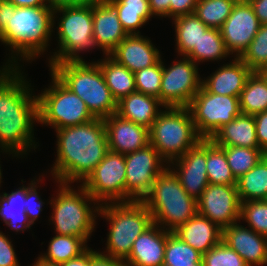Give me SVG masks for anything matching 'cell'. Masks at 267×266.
Wrapping results in <instances>:
<instances>
[{
  "instance_id": "6da1fadb",
  "label": "cell",
  "mask_w": 267,
  "mask_h": 266,
  "mask_svg": "<svg viewBox=\"0 0 267 266\" xmlns=\"http://www.w3.org/2000/svg\"><path fill=\"white\" fill-rule=\"evenodd\" d=\"M19 69H0V148L15 157L36 148L33 123L39 121L38 98Z\"/></svg>"
},
{
  "instance_id": "7a4b0ae2",
  "label": "cell",
  "mask_w": 267,
  "mask_h": 266,
  "mask_svg": "<svg viewBox=\"0 0 267 266\" xmlns=\"http://www.w3.org/2000/svg\"><path fill=\"white\" fill-rule=\"evenodd\" d=\"M57 157L51 169L57 183L83 182L109 151L104 120L56 129Z\"/></svg>"
},
{
  "instance_id": "3957f363",
  "label": "cell",
  "mask_w": 267,
  "mask_h": 266,
  "mask_svg": "<svg viewBox=\"0 0 267 266\" xmlns=\"http://www.w3.org/2000/svg\"><path fill=\"white\" fill-rule=\"evenodd\" d=\"M53 8L50 4L40 7H16L15 12H11L9 23L0 33V41L8 45L15 56L12 55L11 60L9 57L3 68H20L17 66V57H21L20 61L22 58L23 61L35 60L46 51L55 24Z\"/></svg>"
},
{
  "instance_id": "277c9868",
  "label": "cell",
  "mask_w": 267,
  "mask_h": 266,
  "mask_svg": "<svg viewBox=\"0 0 267 266\" xmlns=\"http://www.w3.org/2000/svg\"><path fill=\"white\" fill-rule=\"evenodd\" d=\"M51 72L79 96L95 118L104 119L117 113V101L106 85L96 62L63 61L54 63Z\"/></svg>"
},
{
  "instance_id": "5b68a950",
  "label": "cell",
  "mask_w": 267,
  "mask_h": 266,
  "mask_svg": "<svg viewBox=\"0 0 267 266\" xmlns=\"http://www.w3.org/2000/svg\"><path fill=\"white\" fill-rule=\"evenodd\" d=\"M142 202L150 211L153 223L171 232L198 213L197 200L186 193L169 167L156 177Z\"/></svg>"
},
{
  "instance_id": "8992f818",
  "label": "cell",
  "mask_w": 267,
  "mask_h": 266,
  "mask_svg": "<svg viewBox=\"0 0 267 266\" xmlns=\"http://www.w3.org/2000/svg\"><path fill=\"white\" fill-rule=\"evenodd\" d=\"M99 215L109 221L107 254L125 260L133 247V242L153 224L152 215L142 201L100 204Z\"/></svg>"
},
{
  "instance_id": "52a82bcc",
  "label": "cell",
  "mask_w": 267,
  "mask_h": 266,
  "mask_svg": "<svg viewBox=\"0 0 267 266\" xmlns=\"http://www.w3.org/2000/svg\"><path fill=\"white\" fill-rule=\"evenodd\" d=\"M58 184L59 193L49 202L53 210L49 221L54 223L56 234L76 236L87 243L94 231L100 204L95 203L96 200L82 185L77 191L71 188L70 183ZM92 202L94 207H91Z\"/></svg>"
},
{
  "instance_id": "ba28073f",
  "label": "cell",
  "mask_w": 267,
  "mask_h": 266,
  "mask_svg": "<svg viewBox=\"0 0 267 266\" xmlns=\"http://www.w3.org/2000/svg\"><path fill=\"white\" fill-rule=\"evenodd\" d=\"M149 128V144L166 164L180 158L203 138L197 133L187 107H164Z\"/></svg>"
},
{
  "instance_id": "9c48e42d",
  "label": "cell",
  "mask_w": 267,
  "mask_h": 266,
  "mask_svg": "<svg viewBox=\"0 0 267 266\" xmlns=\"http://www.w3.org/2000/svg\"><path fill=\"white\" fill-rule=\"evenodd\" d=\"M56 13H62L56 27L59 50L48 59L49 67L63 61H85L79 52L98 47L93 37L92 6L57 5L53 8V19Z\"/></svg>"
},
{
  "instance_id": "30bf717a",
  "label": "cell",
  "mask_w": 267,
  "mask_h": 266,
  "mask_svg": "<svg viewBox=\"0 0 267 266\" xmlns=\"http://www.w3.org/2000/svg\"><path fill=\"white\" fill-rule=\"evenodd\" d=\"M52 85L38 98V115L41 123L55 129L87 123L95 117L85 102L67 88L51 71Z\"/></svg>"
},
{
  "instance_id": "8fae6325",
  "label": "cell",
  "mask_w": 267,
  "mask_h": 266,
  "mask_svg": "<svg viewBox=\"0 0 267 266\" xmlns=\"http://www.w3.org/2000/svg\"><path fill=\"white\" fill-rule=\"evenodd\" d=\"M187 108L203 139H210L219 128L242 113L239 97L209 93L203 86Z\"/></svg>"
},
{
  "instance_id": "7c38bea8",
  "label": "cell",
  "mask_w": 267,
  "mask_h": 266,
  "mask_svg": "<svg viewBox=\"0 0 267 266\" xmlns=\"http://www.w3.org/2000/svg\"><path fill=\"white\" fill-rule=\"evenodd\" d=\"M125 179V155L109 150L80 185L97 204L118 203L125 202Z\"/></svg>"
},
{
  "instance_id": "4fadbf2b",
  "label": "cell",
  "mask_w": 267,
  "mask_h": 266,
  "mask_svg": "<svg viewBox=\"0 0 267 266\" xmlns=\"http://www.w3.org/2000/svg\"><path fill=\"white\" fill-rule=\"evenodd\" d=\"M163 162L166 163L150 144L140 150L125 154V202L144 199L150 192L156 177L168 167Z\"/></svg>"
},
{
  "instance_id": "5bb4252c",
  "label": "cell",
  "mask_w": 267,
  "mask_h": 266,
  "mask_svg": "<svg viewBox=\"0 0 267 266\" xmlns=\"http://www.w3.org/2000/svg\"><path fill=\"white\" fill-rule=\"evenodd\" d=\"M166 68L162 61V79L159 100L164 107H188L202 86L198 65L184 56Z\"/></svg>"
},
{
  "instance_id": "9a60e30c",
  "label": "cell",
  "mask_w": 267,
  "mask_h": 266,
  "mask_svg": "<svg viewBox=\"0 0 267 266\" xmlns=\"http://www.w3.org/2000/svg\"><path fill=\"white\" fill-rule=\"evenodd\" d=\"M240 204L236 185L209 184L197 199V212L223 229L240 222Z\"/></svg>"
},
{
  "instance_id": "2e32d148",
  "label": "cell",
  "mask_w": 267,
  "mask_h": 266,
  "mask_svg": "<svg viewBox=\"0 0 267 266\" xmlns=\"http://www.w3.org/2000/svg\"><path fill=\"white\" fill-rule=\"evenodd\" d=\"M261 23L247 0H238L220 28L227 51L240 57L249 47Z\"/></svg>"
},
{
  "instance_id": "e0dca14e",
  "label": "cell",
  "mask_w": 267,
  "mask_h": 266,
  "mask_svg": "<svg viewBox=\"0 0 267 266\" xmlns=\"http://www.w3.org/2000/svg\"><path fill=\"white\" fill-rule=\"evenodd\" d=\"M170 164L176 165L177 170L174 166L172 169ZM170 164L168 167L178 177L186 193L197 200L209 185L206 170V139H202L196 146Z\"/></svg>"
},
{
  "instance_id": "ac0fdd59",
  "label": "cell",
  "mask_w": 267,
  "mask_h": 266,
  "mask_svg": "<svg viewBox=\"0 0 267 266\" xmlns=\"http://www.w3.org/2000/svg\"><path fill=\"white\" fill-rule=\"evenodd\" d=\"M108 147L110 151L128 154L140 150L149 144V129L117 113L103 119Z\"/></svg>"
},
{
  "instance_id": "d6986e66",
  "label": "cell",
  "mask_w": 267,
  "mask_h": 266,
  "mask_svg": "<svg viewBox=\"0 0 267 266\" xmlns=\"http://www.w3.org/2000/svg\"><path fill=\"white\" fill-rule=\"evenodd\" d=\"M235 222L222 229V241L235 250L248 266L267 264V237Z\"/></svg>"
},
{
  "instance_id": "ffe728a7",
  "label": "cell",
  "mask_w": 267,
  "mask_h": 266,
  "mask_svg": "<svg viewBox=\"0 0 267 266\" xmlns=\"http://www.w3.org/2000/svg\"><path fill=\"white\" fill-rule=\"evenodd\" d=\"M171 231L152 224L133 242L125 266H163L167 236Z\"/></svg>"
},
{
  "instance_id": "44dd1931",
  "label": "cell",
  "mask_w": 267,
  "mask_h": 266,
  "mask_svg": "<svg viewBox=\"0 0 267 266\" xmlns=\"http://www.w3.org/2000/svg\"><path fill=\"white\" fill-rule=\"evenodd\" d=\"M109 55L134 73L162 59L150 39L141 34L127 35Z\"/></svg>"
},
{
  "instance_id": "7402d4cb",
  "label": "cell",
  "mask_w": 267,
  "mask_h": 266,
  "mask_svg": "<svg viewBox=\"0 0 267 266\" xmlns=\"http://www.w3.org/2000/svg\"><path fill=\"white\" fill-rule=\"evenodd\" d=\"M93 37L99 48L109 55L127 36L116 9L108 2L92 6Z\"/></svg>"
},
{
  "instance_id": "603a6c76",
  "label": "cell",
  "mask_w": 267,
  "mask_h": 266,
  "mask_svg": "<svg viewBox=\"0 0 267 266\" xmlns=\"http://www.w3.org/2000/svg\"><path fill=\"white\" fill-rule=\"evenodd\" d=\"M252 72L239 57H234L233 62L223 65L206 80L204 78L202 86L209 93L239 97Z\"/></svg>"
},
{
  "instance_id": "cb8c5ba5",
  "label": "cell",
  "mask_w": 267,
  "mask_h": 266,
  "mask_svg": "<svg viewBox=\"0 0 267 266\" xmlns=\"http://www.w3.org/2000/svg\"><path fill=\"white\" fill-rule=\"evenodd\" d=\"M173 233L202 255L222 241V229L198 213Z\"/></svg>"
},
{
  "instance_id": "d4e9b609",
  "label": "cell",
  "mask_w": 267,
  "mask_h": 266,
  "mask_svg": "<svg viewBox=\"0 0 267 266\" xmlns=\"http://www.w3.org/2000/svg\"><path fill=\"white\" fill-rule=\"evenodd\" d=\"M210 140L217 146L259 148L254 116L241 113L219 128Z\"/></svg>"
},
{
  "instance_id": "484cf974",
  "label": "cell",
  "mask_w": 267,
  "mask_h": 266,
  "mask_svg": "<svg viewBox=\"0 0 267 266\" xmlns=\"http://www.w3.org/2000/svg\"><path fill=\"white\" fill-rule=\"evenodd\" d=\"M160 106L164 107L158 98L134 92L117 102V114L149 129L162 111Z\"/></svg>"
},
{
  "instance_id": "4316f807",
  "label": "cell",
  "mask_w": 267,
  "mask_h": 266,
  "mask_svg": "<svg viewBox=\"0 0 267 266\" xmlns=\"http://www.w3.org/2000/svg\"><path fill=\"white\" fill-rule=\"evenodd\" d=\"M97 61L106 85L110 89L113 98L119 102L123 97L136 92L135 75L124 65L118 63L110 55Z\"/></svg>"
},
{
  "instance_id": "83f0119b",
  "label": "cell",
  "mask_w": 267,
  "mask_h": 266,
  "mask_svg": "<svg viewBox=\"0 0 267 266\" xmlns=\"http://www.w3.org/2000/svg\"><path fill=\"white\" fill-rule=\"evenodd\" d=\"M25 199L26 186L24 185L10 194L4 192L0 195V218L5 225L16 232L29 230L32 225L25 213Z\"/></svg>"
},
{
  "instance_id": "f1b7e54d",
  "label": "cell",
  "mask_w": 267,
  "mask_h": 266,
  "mask_svg": "<svg viewBox=\"0 0 267 266\" xmlns=\"http://www.w3.org/2000/svg\"><path fill=\"white\" fill-rule=\"evenodd\" d=\"M117 11L122 28L127 35H140L136 30L149 21L153 15L149 0H107Z\"/></svg>"
},
{
  "instance_id": "f546056e",
  "label": "cell",
  "mask_w": 267,
  "mask_h": 266,
  "mask_svg": "<svg viewBox=\"0 0 267 266\" xmlns=\"http://www.w3.org/2000/svg\"><path fill=\"white\" fill-rule=\"evenodd\" d=\"M236 186L240 202L267 200V154L237 179Z\"/></svg>"
},
{
  "instance_id": "4dcf8cb0",
  "label": "cell",
  "mask_w": 267,
  "mask_h": 266,
  "mask_svg": "<svg viewBox=\"0 0 267 266\" xmlns=\"http://www.w3.org/2000/svg\"><path fill=\"white\" fill-rule=\"evenodd\" d=\"M178 55L187 56L198 42L202 34L209 28L194 13L173 19Z\"/></svg>"
},
{
  "instance_id": "1f68e13d",
  "label": "cell",
  "mask_w": 267,
  "mask_h": 266,
  "mask_svg": "<svg viewBox=\"0 0 267 266\" xmlns=\"http://www.w3.org/2000/svg\"><path fill=\"white\" fill-rule=\"evenodd\" d=\"M243 114L256 115L267 110V82L260 72H252L239 95Z\"/></svg>"
},
{
  "instance_id": "d6a6232c",
  "label": "cell",
  "mask_w": 267,
  "mask_h": 266,
  "mask_svg": "<svg viewBox=\"0 0 267 266\" xmlns=\"http://www.w3.org/2000/svg\"><path fill=\"white\" fill-rule=\"evenodd\" d=\"M88 248L87 243L79 237L57 234L50 240L47 253L39 255L38 258L50 264L60 265L78 257Z\"/></svg>"
},
{
  "instance_id": "836d02e7",
  "label": "cell",
  "mask_w": 267,
  "mask_h": 266,
  "mask_svg": "<svg viewBox=\"0 0 267 266\" xmlns=\"http://www.w3.org/2000/svg\"><path fill=\"white\" fill-rule=\"evenodd\" d=\"M206 170L209 184L236 185L225 151L206 139Z\"/></svg>"
},
{
  "instance_id": "e575fe53",
  "label": "cell",
  "mask_w": 267,
  "mask_h": 266,
  "mask_svg": "<svg viewBox=\"0 0 267 266\" xmlns=\"http://www.w3.org/2000/svg\"><path fill=\"white\" fill-rule=\"evenodd\" d=\"M220 29L208 28L201 36L198 45L186 56L198 65V62L215 61L228 57Z\"/></svg>"
},
{
  "instance_id": "d590c367",
  "label": "cell",
  "mask_w": 267,
  "mask_h": 266,
  "mask_svg": "<svg viewBox=\"0 0 267 266\" xmlns=\"http://www.w3.org/2000/svg\"><path fill=\"white\" fill-rule=\"evenodd\" d=\"M225 151L228 165L235 179L252 169L266 154L259 148L219 146Z\"/></svg>"
},
{
  "instance_id": "8d00e7d4",
  "label": "cell",
  "mask_w": 267,
  "mask_h": 266,
  "mask_svg": "<svg viewBox=\"0 0 267 266\" xmlns=\"http://www.w3.org/2000/svg\"><path fill=\"white\" fill-rule=\"evenodd\" d=\"M238 0H198L194 14L209 28L220 29Z\"/></svg>"
},
{
  "instance_id": "74e56055",
  "label": "cell",
  "mask_w": 267,
  "mask_h": 266,
  "mask_svg": "<svg viewBox=\"0 0 267 266\" xmlns=\"http://www.w3.org/2000/svg\"><path fill=\"white\" fill-rule=\"evenodd\" d=\"M202 254L183 242L175 233L167 236L163 266H190L198 263Z\"/></svg>"
},
{
  "instance_id": "f35d334b",
  "label": "cell",
  "mask_w": 267,
  "mask_h": 266,
  "mask_svg": "<svg viewBox=\"0 0 267 266\" xmlns=\"http://www.w3.org/2000/svg\"><path fill=\"white\" fill-rule=\"evenodd\" d=\"M253 72L267 68V24L261 25L249 47L239 57Z\"/></svg>"
},
{
  "instance_id": "ab89813d",
  "label": "cell",
  "mask_w": 267,
  "mask_h": 266,
  "mask_svg": "<svg viewBox=\"0 0 267 266\" xmlns=\"http://www.w3.org/2000/svg\"><path fill=\"white\" fill-rule=\"evenodd\" d=\"M239 220H245L248 228L267 237V200L241 202Z\"/></svg>"
},
{
  "instance_id": "60d3db41",
  "label": "cell",
  "mask_w": 267,
  "mask_h": 266,
  "mask_svg": "<svg viewBox=\"0 0 267 266\" xmlns=\"http://www.w3.org/2000/svg\"><path fill=\"white\" fill-rule=\"evenodd\" d=\"M135 75L136 92L159 99L162 79V60L155 65L138 70Z\"/></svg>"
},
{
  "instance_id": "b9f144b4",
  "label": "cell",
  "mask_w": 267,
  "mask_h": 266,
  "mask_svg": "<svg viewBox=\"0 0 267 266\" xmlns=\"http://www.w3.org/2000/svg\"><path fill=\"white\" fill-rule=\"evenodd\" d=\"M204 266H248L244 259L223 241L202 255Z\"/></svg>"
},
{
  "instance_id": "7bdbcfd3",
  "label": "cell",
  "mask_w": 267,
  "mask_h": 266,
  "mask_svg": "<svg viewBox=\"0 0 267 266\" xmlns=\"http://www.w3.org/2000/svg\"><path fill=\"white\" fill-rule=\"evenodd\" d=\"M37 184L35 180H32L31 183L26 186V199L24 202L25 213L32 225L39 217L42 207L44 206L43 204H45L37 193Z\"/></svg>"
},
{
  "instance_id": "ee69618b",
  "label": "cell",
  "mask_w": 267,
  "mask_h": 266,
  "mask_svg": "<svg viewBox=\"0 0 267 266\" xmlns=\"http://www.w3.org/2000/svg\"><path fill=\"white\" fill-rule=\"evenodd\" d=\"M0 266H20L12 241L0 231Z\"/></svg>"
},
{
  "instance_id": "f6af8a7d",
  "label": "cell",
  "mask_w": 267,
  "mask_h": 266,
  "mask_svg": "<svg viewBox=\"0 0 267 266\" xmlns=\"http://www.w3.org/2000/svg\"><path fill=\"white\" fill-rule=\"evenodd\" d=\"M198 0H171L169 18L193 14Z\"/></svg>"
},
{
  "instance_id": "bcb514c9",
  "label": "cell",
  "mask_w": 267,
  "mask_h": 266,
  "mask_svg": "<svg viewBox=\"0 0 267 266\" xmlns=\"http://www.w3.org/2000/svg\"><path fill=\"white\" fill-rule=\"evenodd\" d=\"M259 149L267 154V110L254 115Z\"/></svg>"
},
{
  "instance_id": "7dc6e473",
  "label": "cell",
  "mask_w": 267,
  "mask_h": 266,
  "mask_svg": "<svg viewBox=\"0 0 267 266\" xmlns=\"http://www.w3.org/2000/svg\"><path fill=\"white\" fill-rule=\"evenodd\" d=\"M97 251L88 248L85 252L76 258L70 259L60 266H90L92 258L97 254Z\"/></svg>"
},
{
  "instance_id": "c3c4849f",
  "label": "cell",
  "mask_w": 267,
  "mask_h": 266,
  "mask_svg": "<svg viewBox=\"0 0 267 266\" xmlns=\"http://www.w3.org/2000/svg\"><path fill=\"white\" fill-rule=\"evenodd\" d=\"M16 6L8 0H0V33L5 29L11 18V12H15Z\"/></svg>"
},
{
  "instance_id": "681fc988",
  "label": "cell",
  "mask_w": 267,
  "mask_h": 266,
  "mask_svg": "<svg viewBox=\"0 0 267 266\" xmlns=\"http://www.w3.org/2000/svg\"><path fill=\"white\" fill-rule=\"evenodd\" d=\"M171 0H149L151 14L160 17H169V7Z\"/></svg>"
},
{
  "instance_id": "f907efd6",
  "label": "cell",
  "mask_w": 267,
  "mask_h": 266,
  "mask_svg": "<svg viewBox=\"0 0 267 266\" xmlns=\"http://www.w3.org/2000/svg\"><path fill=\"white\" fill-rule=\"evenodd\" d=\"M90 266H125L123 260L98 253L92 258Z\"/></svg>"
},
{
  "instance_id": "816d5d0a",
  "label": "cell",
  "mask_w": 267,
  "mask_h": 266,
  "mask_svg": "<svg viewBox=\"0 0 267 266\" xmlns=\"http://www.w3.org/2000/svg\"><path fill=\"white\" fill-rule=\"evenodd\" d=\"M261 25L267 24V0H247Z\"/></svg>"
},
{
  "instance_id": "f5cc1de1",
  "label": "cell",
  "mask_w": 267,
  "mask_h": 266,
  "mask_svg": "<svg viewBox=\"0 0 267 266\" xmlns=\"http://www.w3.org/2000/svg\"><path fill=\"white\" fill-rule=\"evenodd\" d=\"M16 7H40L48 6L49 4L45 0H8Z\"/></svg>"
},
{
  "instance_id": "db71d44e",
  "label": "cell",
  "mask_w": 267,
  "mask_h": 266,
  "mask_svg": "<svg viewBox=\"0 0 267 266\" xmlns=\"http://www.w3.org/2000/svg\"><path fill=\"white\" fill-rule=\"evenodd\" d=\"M107 0H61V5L94 6Z\"/></svg>"
},
{
  "instance_id": "11a10c76",
  "label": "cell",
  "mask_w": 267,
  "mask_h": 266,
  "mask_svg": "<svg viewBox=\"0 0 267 266\" xmlns=\"http://www.w3.org/2000/svg\"><path fill=\"white\" fill-rule=\"evenodd\" d=\"M35 261H37V262L33 263L32 264L33 266H60V265L50 264V263L44 262L39 258H37V260H35Z\"/></svg>"
},
{
  "instance_id": "9f6ffc18",
  "label": "cell",
  "mask_w": 267,
  "mask_h": 266,
  "mask_svg": "<svg viewBox=\"0 0 267 266\" xmlns=\"http://www.w3.org/2000/svg\"><path fill=\"white\" fill-rule=\"evenodd\" d=\"M45 1L53 6L61 5V0H45Z\"/></svg>"
},
{
  "instance_id": "6f0895ef",
  "label": "cell",
  "mask_w": 267,
  "mask_h": 266,
  "mask_svg": "<svg viewBox=\"0 0 267 266\" xmlns=\"http://www.w3.org/2000/svg\"><path fill=\"white\" fill-rule=\"evenodd\" d=\"M190 266H204L203 260L201 259L198 263L191 264Z\"/></svg>"
},
{
  "instance_id": "680465c9",
  "label": "cell",
  "mask_w": 267,
  "mask_h": 266,
  "mask_svg": "<svg viewBox=\"0 0 267 266\" xmlns=\"http://www.w3.org/2000/svg\"><path fill=\"white\" fill-rule=\"evenodd\" d=\"M260 73L266 78V82H267V71H260Z\"/></svg>"
},
{
  "instance_id": "91938a15",
  "label": "cell",
  "mask_w": 267,
  "mask_h": 266,
  "mask_svg": "<svg viewBox=\"0 0 267 266\" xmlns=\"http://www.w3.org/2000/svg\"><path fill=\"white\" fill-rule=\"evenodd\" d=\"M1 181H2V173H1V165H0V184H1Z\"/></svg>"
}]
</instances>
